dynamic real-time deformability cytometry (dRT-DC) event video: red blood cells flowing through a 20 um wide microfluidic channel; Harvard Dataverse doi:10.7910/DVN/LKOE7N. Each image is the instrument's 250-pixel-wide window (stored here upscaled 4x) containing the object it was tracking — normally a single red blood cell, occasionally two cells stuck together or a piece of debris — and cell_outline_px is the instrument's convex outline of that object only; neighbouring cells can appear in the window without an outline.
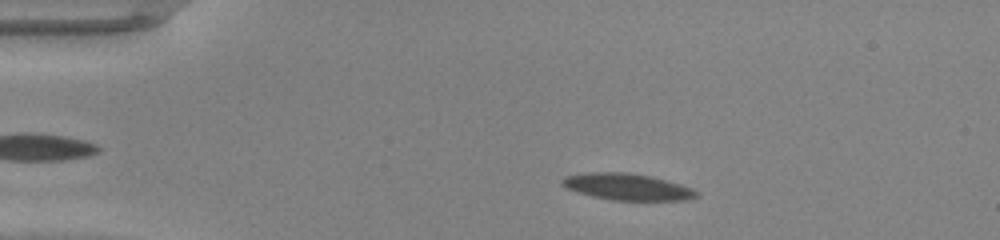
{"species": "common noctule bat (a hibernating species)", "species_latin": "Nyctalus noctula", "temperature_condition": "warm", "stored_images_in_passage": 47, "camera_frame_rate_fps": 3000, "um_per_image_px": 0.085, "animal": {"sex": "male", "body_mass_g": 20.0, "forearm_length_mm": 53.3}, "frame": {"image": 1, "passage_image": 8, "time_ms": 2.333, "image_size_px": [1000, 240], "cell_outline_px": [[700, 196], [684, 200], [612, 200], [592, 196], [568, 188], [560, 184], [560, 180], [564, 176], [592, 172], [628, 172], [652, 176], [680, 184], [692, 188]], "centroid_in_image_um": [53.31, 15.87], "position_along_channel_um": 31.7, "area_um2": 20.69}}
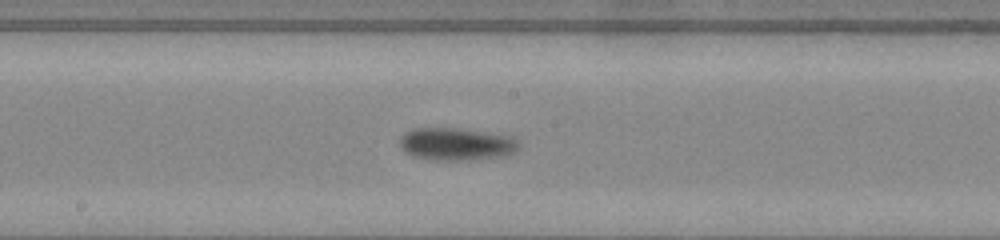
{"frame": {"image": 2, "passage_image": 25, "time_ms": 8.0, "image_size_px": [1000, 240], "cell_outline_px": [[520, 148], [512, 152], [500, 156], [468, 160], [436, 160], [416, 156], [408, 152], [400, 144], [400, 136], [412, 128], [456, 128], [512, 136], [516, 140]], "centroid_in_image_um": [38.79, 12.23], "position_along_channel_um": 209.4, "area_um2": 22.14}}
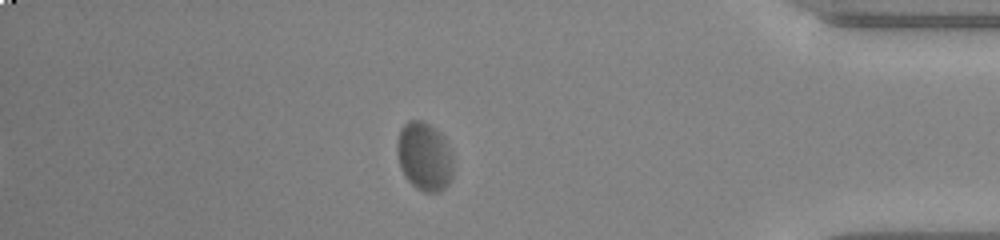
{"frame": {"image": 3, "passage_image": 41, "time_ms": 13.333, "image_size_px": [1000, 240], "cell_outline_px": [[452, 180], [440, 192], [424, 192], [416, 188], [404, 176], [400, 168], [396, 152], [396, 144], [400, 128], [408, 120], [424, 120], [436, 128], [444, 136], [448, 144], [452, 156]], "centroid_in_image_um": [36.06, 13.28], "position_along_channel_um": 399.1, "area_um2": 22.95}, "authors_computed_cell_mechanics": {"area_um2": 21.5594, "velocity_mm_per_s": 4.1773, "shape_relaxation_time_tau1_ms": 2.373, "shape_relaxation_time_tau2_ms": null, "deformation_change_tau1": 0.1189, "deformation_change_tau2": null}}